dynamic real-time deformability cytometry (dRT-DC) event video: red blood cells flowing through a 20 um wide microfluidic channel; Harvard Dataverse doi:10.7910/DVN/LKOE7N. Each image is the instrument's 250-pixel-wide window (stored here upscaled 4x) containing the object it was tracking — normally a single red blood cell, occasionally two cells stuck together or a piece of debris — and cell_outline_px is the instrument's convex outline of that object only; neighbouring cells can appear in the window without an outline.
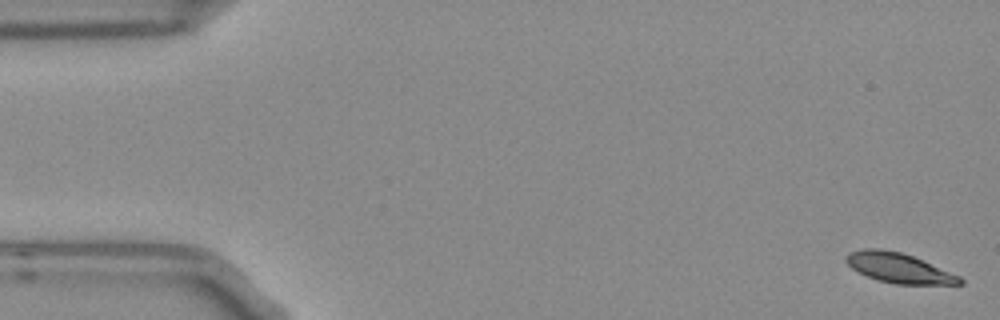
{"species": "Egyptian fruit bat (a non-hibernating species)", "species_latin": "Rousettus aegyptiacus", "temperature_condition": "room temperature", "stored_images_in_passage": 5, "camera_frame_rate_fps": 3000, "um_per_image_px": 0.085, "frame": {"image": 1, "passage_image": 1, "time_ms": 0.0, "image_size_px": [1000, 320], "cell_outline_px": [[964, 284], [896, 284], [876, 280], [856, 272], [844, 260], [844, 256], [848, 252], [864, 248], [880, 248], [900, 252], [912, 256], [960, 276], [964, 280]], "centroid_in_image_um": [76.34, 22.77], "position_along_channel_um": 8.7, "area_um2": 19.88}}
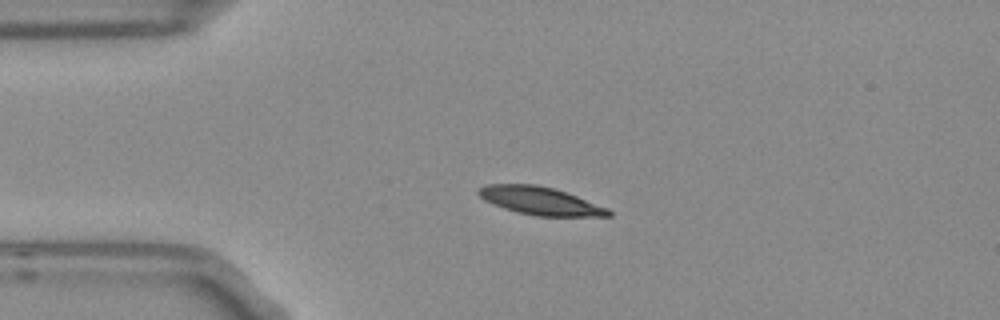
{"frame": {"image": 2, "passage_image": 4, "time_ms": 1.0, "image_size_px": [1000, 320], "cell_outline_px": [[612, 216], [536, 216], [516, 212], [504, 208], [484, 200], [476, 192], [476, 188], [488, 184], [536, 184], [552, 188], [576, 196], [608, 208], [612, 212]], "centroid_in_image_um": [45.88, 17.07], "position_along_channel_um": 39.1, "area_um2": 21.04}}